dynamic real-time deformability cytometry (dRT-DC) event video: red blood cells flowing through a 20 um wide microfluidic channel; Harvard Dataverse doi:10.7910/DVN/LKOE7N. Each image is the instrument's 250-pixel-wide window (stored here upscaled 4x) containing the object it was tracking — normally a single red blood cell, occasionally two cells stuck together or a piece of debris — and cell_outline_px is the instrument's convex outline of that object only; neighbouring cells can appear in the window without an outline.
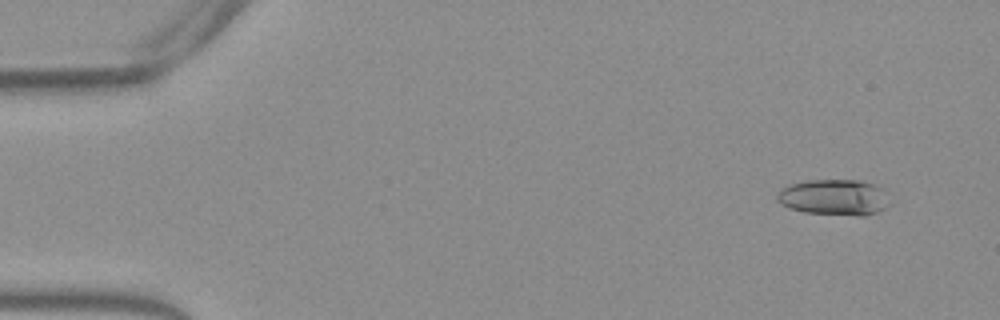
{"species": "Egyptian fruit bat (a non-hibernating species)", "species_latin": "Rousettus aegyptiacus", "temperature_condition": "warm", "stored_images_in_passage": 54, "camera_frame_rate_fps": 3000, "um_per_image_px": 0.085, "frame": {"image": 1, "passage_image": 5, "time_ms": 1.333, "image_size_px": [1000, 320], "cell_outline_px": [[884, 208], [876, 212], [864, 216], [860, 216], [804, 212], [788, 208], [780, 204], [776, 200], [776, 196], [788, 184], [804, 180], [860, 180], [884, 188]], "centroid_in_image_um": [70.81, 16.76], "position_along_channel_um": 14.2, "area_um2": 23.29}}
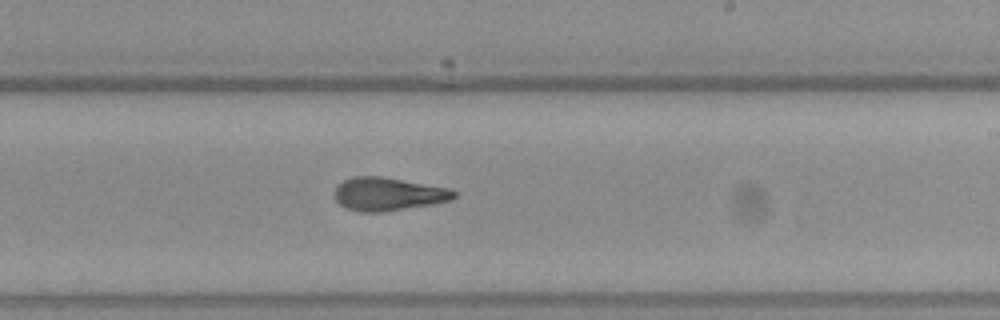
{"frame": {"image": 2, "passage_image": 33, "time_ms": 10.667, "image_size_px": [1000, 320], "cell_outline_px": [[456, 196], [452, 200], [432, 204], [384, 212], [360, 212], [348, 208], [340, 204], [336, 200], [336, 184], [352, 176], [380, 176], [452, 188], [456, 192]], "centroid_in_image_um": [33.02, 16.49], "position_along_channel_um": 256.0, "area_um2": 23.18}}
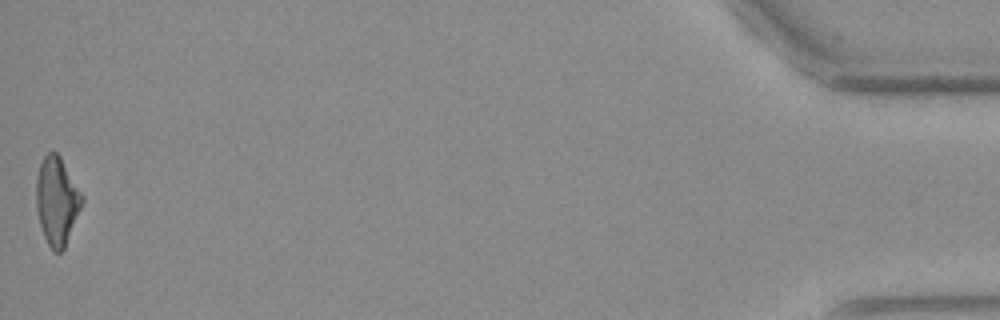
{"frame": {"image": 3, "passage_image": 54, "time_ms": 17.667, "image_size_px": [1000, 320], "cell_outline_px": [[84, 200], [64, 248], [60, 252], [56, 252], [48, 244], [44, 236], [40, 224], [36, 208], [36, 176], [40, 164], [44, 156], [48, 152], [56, 152], [60, 156], [84, 196]], "centroid_in_image_um": [4.83, 17.04], "position_along_channel_um": 430.4, "area_um2": 23.29}, "authors_computed_cell_mechanics": {"area_um2": 23.2645, "velocity_mm_per_s": 3.8552, "shape_relaxation_time_tau1_ms": 6.9456, "shape_relaxation_time_tau2_ms": 2.6133, "deformation_change_tau1": 0.2132, "deformation_change_tau2": 0.1111}}